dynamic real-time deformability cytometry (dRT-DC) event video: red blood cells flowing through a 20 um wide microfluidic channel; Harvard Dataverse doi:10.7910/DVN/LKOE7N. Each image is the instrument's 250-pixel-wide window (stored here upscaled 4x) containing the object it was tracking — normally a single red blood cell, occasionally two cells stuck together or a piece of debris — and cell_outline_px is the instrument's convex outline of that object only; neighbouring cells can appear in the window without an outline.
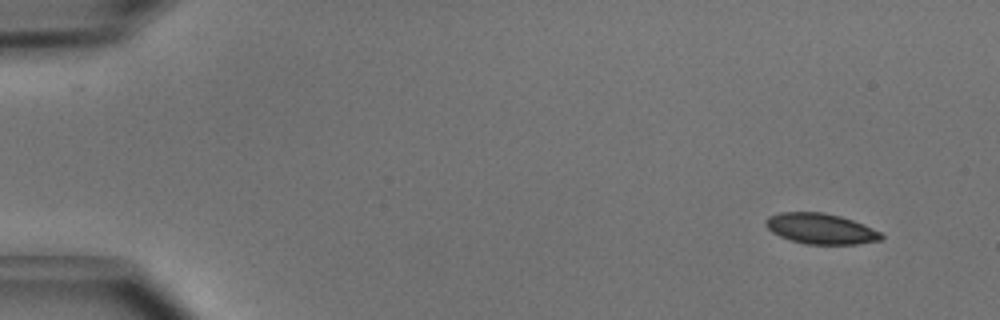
{"species": "common noctule bat (a hibernating species)", "species_latin": "Nyctalus noctula", "temperature_condition": "cold", "stored_images_in_passage": 4, "camera_frame_rate_fps": 3000, "um_per_image_px": 0.085, "animal": {"sex": "male", "body_mass_g": 15.6}, "frame": {"image": 1, "passage_image": 1, "time_ms": 0.0, "image_size_px": [1000, 320], "cell_outline_px": [[884, 236], [880, 240], [856, 244], [804, 244], [780, 236], [772, 232], [764, 224], [764, 220], [768, 216], [780, 212], [824, 212], [840, 216], [864, 224], [880, 232]], "centroid_in_image_um": [69.74, 19.43], "position_along_channel_um": 15.3, "area_um2": 20.58}}
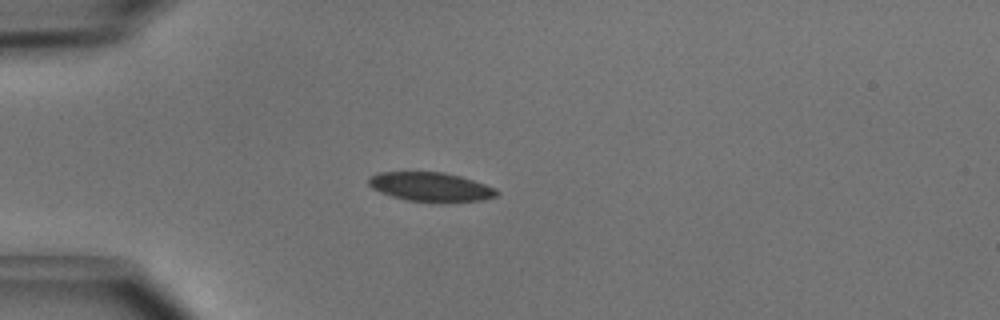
{"frame": {"image": 2, "passage_image": 4, "time_ms": 1.0, "image_size_px": [1000, 320], "cell_outline_px": [[500, 192], [496, 196], [484, 200], [452, 204], [432, 204], [408, 200], [392, 196], [380, 192], [372, 188], [368, 184], [368, 176], [380, 172], [444, 172], [460, 176], [496, 188]], "centroid_in_image_um": [36.65, 15.93], "position_along_channel_um": 48.4, "area_um2": 22.48}}